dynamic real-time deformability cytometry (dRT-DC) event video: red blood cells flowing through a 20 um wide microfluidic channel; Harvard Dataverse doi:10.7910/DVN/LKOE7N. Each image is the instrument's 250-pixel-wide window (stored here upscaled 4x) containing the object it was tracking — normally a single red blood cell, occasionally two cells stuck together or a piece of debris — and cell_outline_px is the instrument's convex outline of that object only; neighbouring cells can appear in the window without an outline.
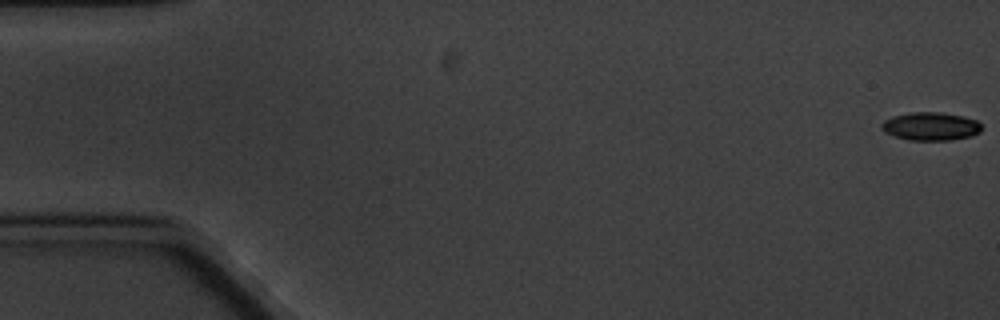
{"species": "common noctule bat (a hibernating species)", "species_latin": "Nyctalus noctula", "temperature_condition": "cold", "stored_images_in_passage": 7, "segment_of_instrument_passage": [1, 2], "camera_frame_rate_fps": 3000, "um_per_image_px": 0.085, "animal": {"sex": "male", "body_mass_g": 20.1, "forearm_length_mm": 53.5}, "frame": {"image": 1, "passage_image": 1, "time_ms": 0.0, "image_size_px": [1000, 320], "cell_outline_px": [[980, 132], [972, 136], [952, 140], [908, 140], [884, 132], [880, 128], [880, 124], [884, 120], [892, 116], [912, 112], [940, 112], [964, 116], [976, 120], [980, 124]], "centroid_in_image_um": [79.09, 10.73], "position_along_channel_um": 5.9, "area_um2": 16.53}}
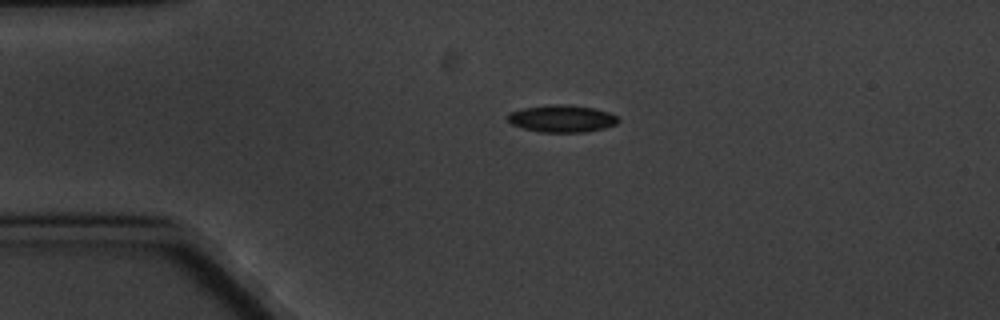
{"frame": {"image": 2, "passage_image": 5, "time_ms": 4.333, "image_size_px": [1000, 320], "cell_outline_px": [[620, 120], [616, 124], [604, 128], [584, 132], [540, 132], [524, 128], [512, 124], [504, 116], [508, 112], [524, 108], [548, 104], [568, 104], [596, 108], [608, 112], [616, 116]], "centroid_in_image_um": [47.74, 10.07], "position_along_channel_um": 37.3, "area_um2": 17.69}}